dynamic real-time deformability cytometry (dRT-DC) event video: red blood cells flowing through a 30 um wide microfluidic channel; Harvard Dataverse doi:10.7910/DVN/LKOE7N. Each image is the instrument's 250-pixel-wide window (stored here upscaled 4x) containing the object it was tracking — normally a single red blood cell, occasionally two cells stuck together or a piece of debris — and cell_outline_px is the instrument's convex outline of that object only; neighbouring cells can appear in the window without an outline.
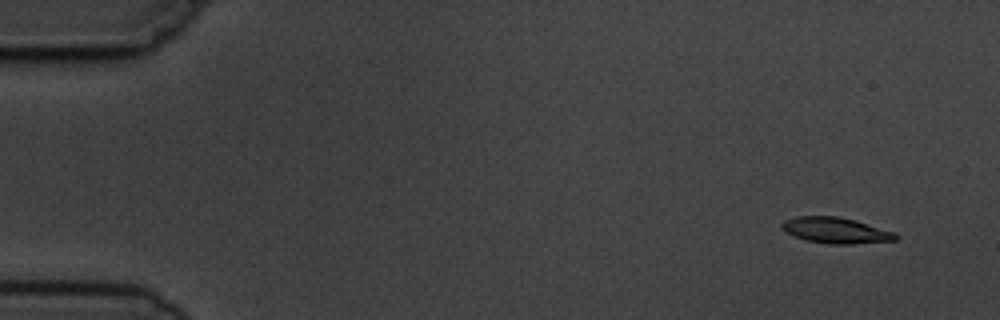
{"species": "common noctule bat (a hibernating species)", "species_latin": "Nyctalus noctula", "temperature_condition": "cold", "stored_images_in_passage": 6, "camera_frame_rate_fps": 3000, "um_per_image_px": 0.085, "animal": {"sex": "male", "body_mass_g": 19.5, "forearm_length_mm": 54.6}, "frame": {"image": 1, "passage_image": 1, "time_ms": 0.0, "image_size_px": [1000, 320], "cell_outline_px": [[900, 236], [896, 240], [852, 244], [828, 244], [804, 240], [780, 228], [780, 224], [784, 220], [796, 216], [836, 216], [856, 220], [896, 232]], "centroid_in_image_um": [71.06, 19.58], "position_along_channel_um": 13.9, "area_um2": 17.34}}
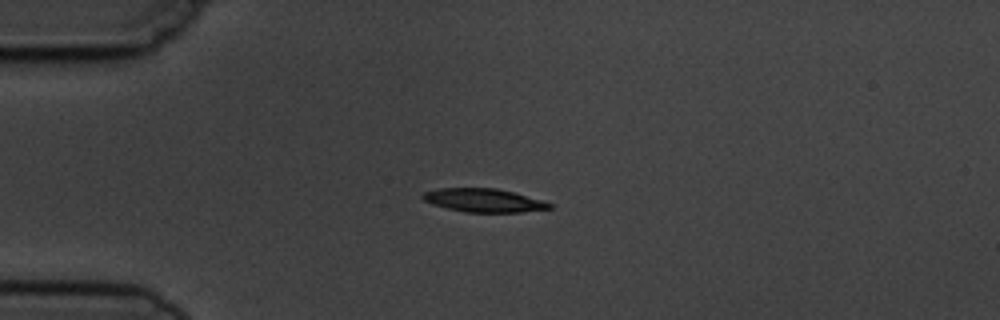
{"frame": {"image": 2, "passage_image": 4, "time_ms": 3.333, "image_size_px": [1000, 320], "cell_outline_px": [[552, 208], [520, 212], [464, 212], [432, 204], [424, 200], [420, 196], [424, 192], [440, 188], [496, 188], [544, 200], [552, 204]], "centroid_in_image_um": [41.12, 17.03], "position_along_channel_um": 43.9, "area_um2": 17.22}}
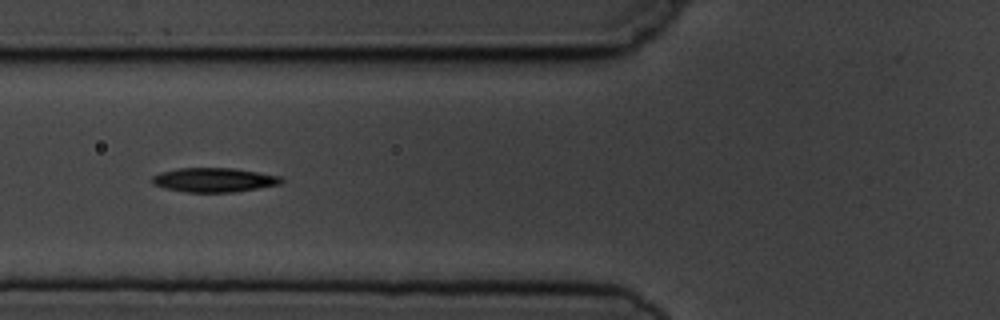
{"frame": {"image": 3, "passage_image": 6, "time_ms": 5.667, "image_size_px": [1000, 320], "cell_outline_px": [[284, 180], [280, 184], [232, 192], [184, 192], [164, 188], [152, 184], [148, 180], [152, 176], [160, 172], [176, 168], [232, 168], [280, 176]], "centroid_in_image_um": [18.1, 15.29], "position_along_channel_um": 107.7, "area_um2": 18.26}}